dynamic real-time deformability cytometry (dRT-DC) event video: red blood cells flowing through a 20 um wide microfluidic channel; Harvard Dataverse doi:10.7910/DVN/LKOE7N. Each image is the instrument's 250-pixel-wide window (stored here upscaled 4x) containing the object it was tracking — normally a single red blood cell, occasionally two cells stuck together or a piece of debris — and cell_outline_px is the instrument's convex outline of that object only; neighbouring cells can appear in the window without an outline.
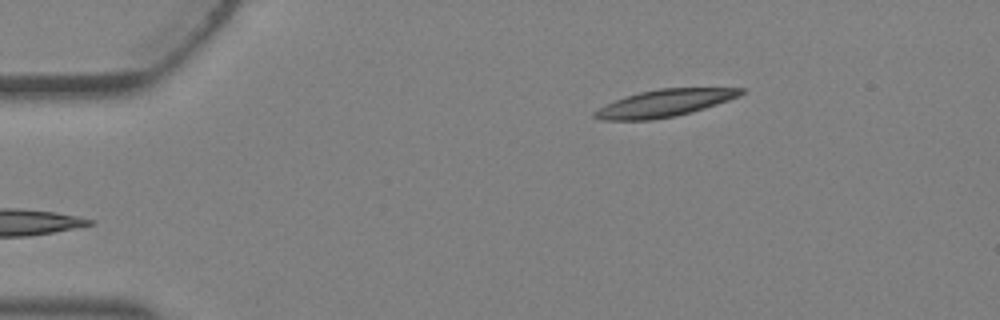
{"species": "Egyptian fruit bat (a non-hibernating species)", "species_latin": "Rousettus aegyptiacus", "temperature_condition": "warm", "stored_images_in_passage": 2, "camera_frame_rate_fps": 3000, "um_per_image_px": 0.085, "animal": {"sex": "female"}, "frame": {"image": 1, "passage_image": 2, "time_ms": 0.333, "image_size_px": [1000, 320], "cell_outline_px": [[748, 88], [740, 96], [692, 112], [676, 116], [652, 120], [600, 120], [592, 116], [592, 112], [604, 104], [624, 96], [640, 92], [660, 88]], "centroid_in_image_um": [56.44, 8.77], "position_along_channel_um": 28.6, "area_um2": 23.29}}